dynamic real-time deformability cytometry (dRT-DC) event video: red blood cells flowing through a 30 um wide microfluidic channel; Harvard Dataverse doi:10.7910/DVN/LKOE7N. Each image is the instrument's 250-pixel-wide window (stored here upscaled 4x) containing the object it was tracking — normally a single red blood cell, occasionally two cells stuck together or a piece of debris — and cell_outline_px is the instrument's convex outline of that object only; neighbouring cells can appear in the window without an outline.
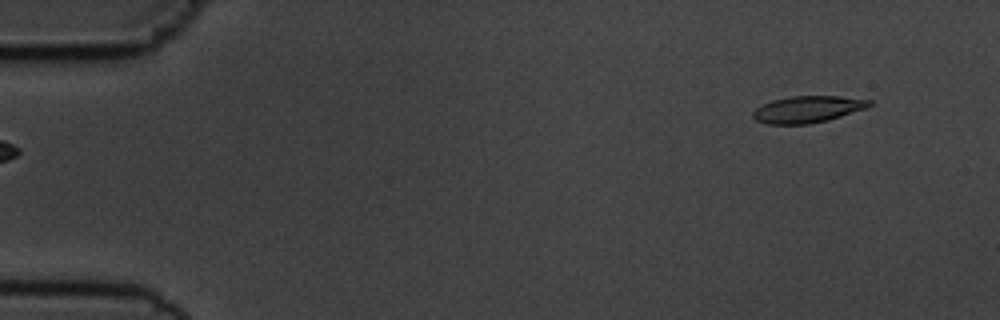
{"species": "common noctule bat (a hibernating species)", "species_latin": "Nyctalus noctula", "temperature_condition": "cold", "stored_images_in_passage": 4, "camera_frame_rate_fps": 3000, "um_per_image_px": 0.085, "animal": {"sex": "male", "body_mass_g": 19.5, "forearm_length_mm": 54.6}, "frame": {"image": 1, "passage_image": 1, "time_ms": 0.0, "image_size_px": [1000, 320], "cell_outline_px": [[872, 104], [868, 108], [828, 120], [808, 124], [768, 124], [756, 120], [752, 116], [752, 112], [756, 108], [772, 100], [792, 96], [840, 96], [872, 100]], "centroid_in_image_um": [68.68, 9.29], "position_along_channel_um": 16.3, "area_um2": 18.15}}
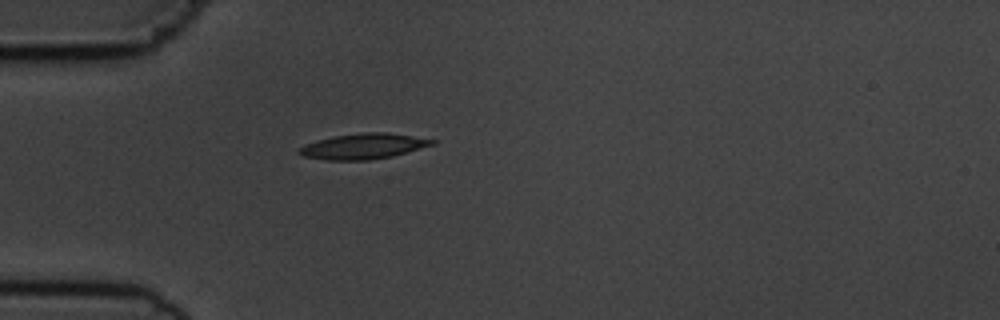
{"frame": {"image": 2, "passage_image": 4, "time_ms": 3.667, "image_size_px": [1000, 320], "cell_outline_px": [[436, 144], [392, 156], [368, 160], [328, 160], [300, 156], [296, 152], [300, 148], [308, 144], [320, 140], [336, 136], [364, 132], [384, 132], [412, 136], [436, 140]], "centroid_in_image_um": [30.9, 12.44], "position_along_channel_um": 54.1, "area_um2": 19.48}}